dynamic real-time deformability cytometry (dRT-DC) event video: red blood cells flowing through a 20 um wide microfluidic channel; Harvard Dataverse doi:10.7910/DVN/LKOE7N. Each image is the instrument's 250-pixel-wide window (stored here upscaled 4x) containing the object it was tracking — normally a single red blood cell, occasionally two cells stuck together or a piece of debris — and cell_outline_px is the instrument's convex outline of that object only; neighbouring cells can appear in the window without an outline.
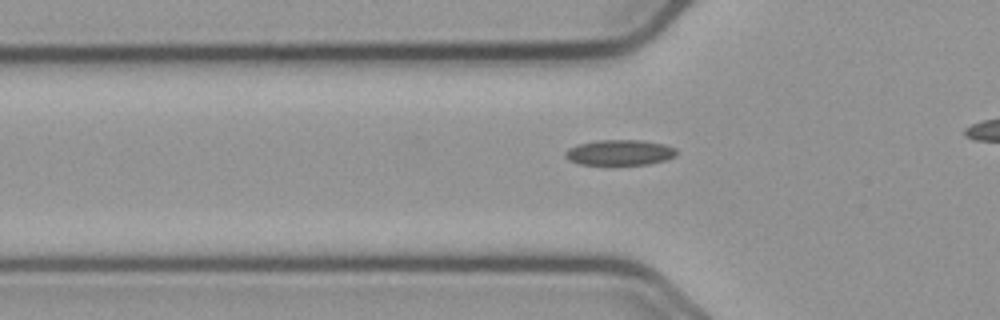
{"species": "common noctule bat (a hibernating species)", "species_latin": "Nyctalus noctula", "temperature_condition": "cold", "stored_images_in_passage": 39, "camera_frame_rate_fps": 3000, "um_per_image_px": 0.085, "animal": {"sex": "male", "body_mass_g": 23.1, "forearm_length_mm": 52.7}, "frame": {"image": 1, "passage_image": 12, "time_ms": 3.667, "image_size_px": [1000, 320], "cell_outline_px": [[676, 156], [668, 160], [648, 164], [580, 164], [568, 160], [564, 156], [564, 152], [568, 148], [576, 144], [596, 140], [640, 140], [664, 144], [676, 148]], "centroid_in_image_um": [52.66, 12.96], "position_along_channel_um": 73.1, "area_um2": 16.65}}
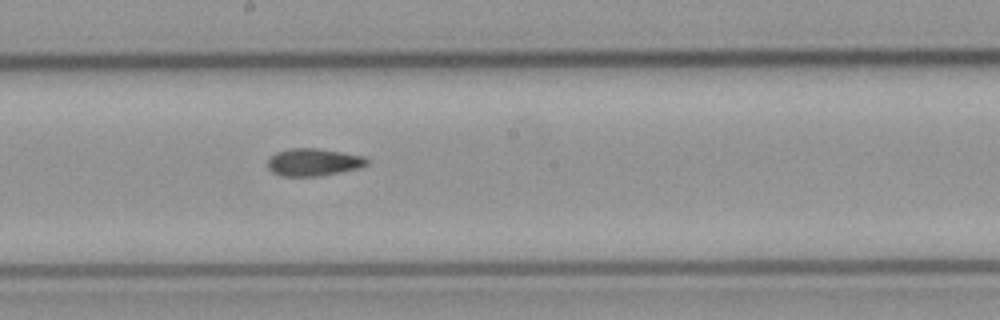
{"frame": {"image": 2, "passage_image": 24, "time_ms": 7.667, "image_size_px": [1000, 320], "cell_outline_px": [[368, 164], [360, 168], [320, 176], [280, 176], [272, 172], [268, 168], [268, 160], [276, 152], [288, 148], [316, 148], [364, 156], [368, 160]], "centroid_in_image_um": [26.63, 13.79], "position_along_channel_um": 221.6, "area_um2": 15.9}}
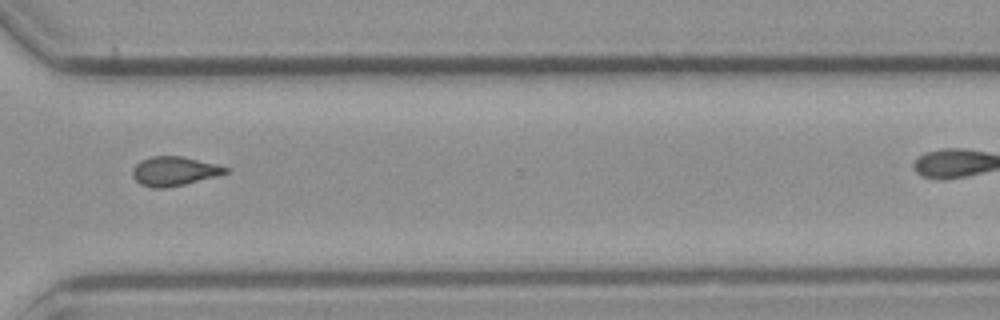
{"frame": {"image": 3, "passage_image": 35, "time_ms": 11.333, "image_size_px": [1000, 320], "cell_outline_px": [[228, 172], [216, 176], [184, 184], [164, 188], [152, 188], [140, 184], [132, 176], [132, 168], [140, 160], [152, 156], [180, 156], [216, 164], [228, 168]], "centroid_in_image_um": [14.76, 14.55], "position_along_channel_um": 355.8, "area_um2": 15.66}}